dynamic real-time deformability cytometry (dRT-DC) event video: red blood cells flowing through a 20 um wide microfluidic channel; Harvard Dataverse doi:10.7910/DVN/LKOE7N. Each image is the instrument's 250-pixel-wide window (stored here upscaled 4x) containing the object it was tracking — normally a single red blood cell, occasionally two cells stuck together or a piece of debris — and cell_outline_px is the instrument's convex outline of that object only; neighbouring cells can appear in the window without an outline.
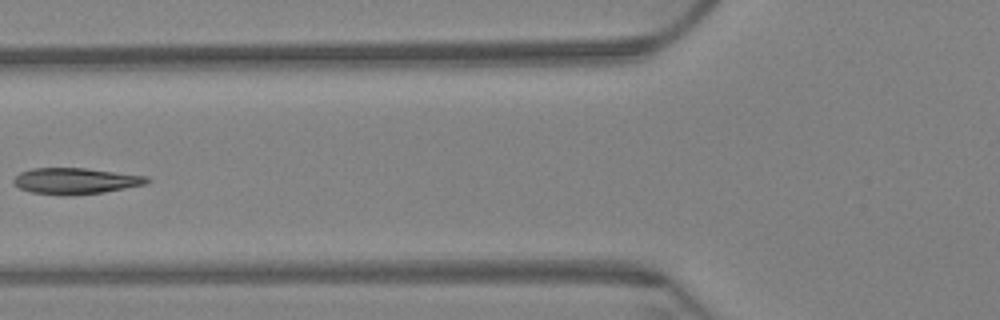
{"species": "Egyptian fruit bat (a non-hibernating species)", "species_latin": "Rousettus aegyptiacus", "temperature_condition": "warm", "stored_images_in_passage": 15, "camera_frame_rate_fps": 3000, "um_per_image_px": 0.085, "animal": {"sex": "female"}, "frame": {"image": 1, "passage_image": 6, "time_ms": 1.667, "image_size_px": [1000, 320], "cell_outline_px": [[152, 180], [148, 184], [104, 192], [72, 196], [60, 196], [32, 192], [20, 188], [12, 180], [20, 172], [32, 168], [84, 168], [148, 176]], "centroid_in_image_um": [6.46, 15.39], "position_along_channel_um": 119.3, "area_um2": 20.52}}
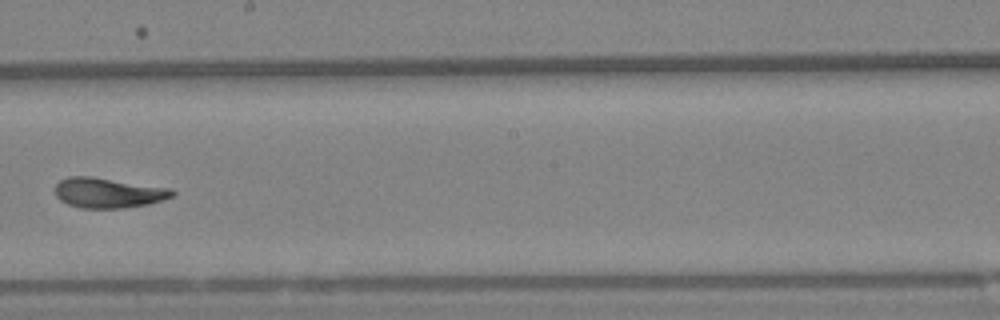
{"frame": {"image": 2, "passage_image": 9, "time_ms": 2.667, "image_size_px": [1000, 320], "cell_outline_px": [[176, 192], [172, 196], [148, 204], [124, 208], [80, 208], [68, 204], [60, 200], [56, 196], [56, 184], [60, 180], [68, 176], [92, 176], [172, 188]], "centroid_in_image_um": [9.19, 16.38], "position_along_channel_um": 239.0, "area_um2": 20.63}}
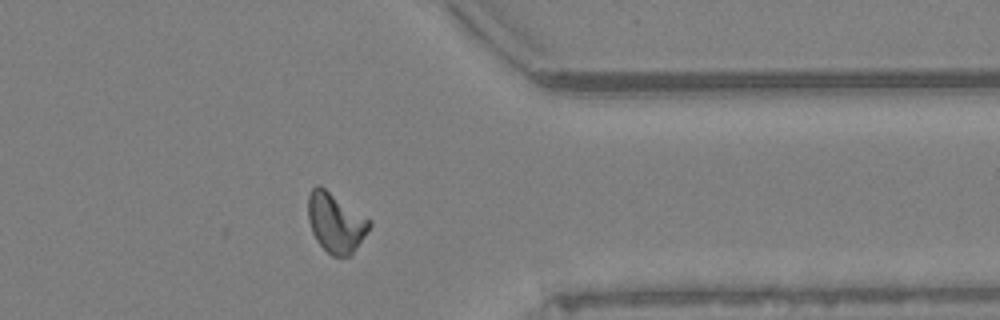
{"frame": {"image": 3, "passage_image": 13, "time_ms": 4.0, "image_size_px": [1000, 320], "cell_outline_px": [[372, 224], [352, 256], [332, 256], [316, 240], [312, 232], [308, 220], [308, 196], [312, 188], [316, 184], [320, 184], [372, 220]], "centroid_in_image_um": [28.54, 18.9], "position_along_channel_um": 382.9, "area_um2": 21.56}}